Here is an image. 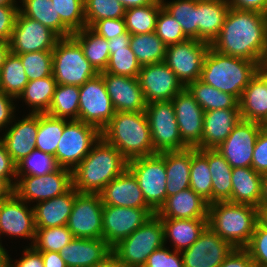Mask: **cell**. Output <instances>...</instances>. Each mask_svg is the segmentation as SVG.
I'll return each mask as SVG.
<instances>
[{
	"label": "cell",
	"instance_id": "9c48e42d",
	"mask_svg": "<svg viewBox=\"0 0 267 267\" xmlns=\"http://www.w3.org/2000/svg\"><path fill=\"white\" fill-rule=\"evenodd\" d=\"M101 131L80 120H69L58 143L55 159L59 167L73 170L100 139Z\"/></svg>",
	"mask_w": 267,
	"mask_h": 267
},
{
	"label": "cell",
	"instance_id": "836d02e7",
	"mask_svg": "<svg viewBox=\"0 0 267 267\" xmlns=\"http://www.w3.org/2000/svg\"><path fill=\"white\" fill-rule=\"evenodd\" d=\"M192 147L178 151L164 152L167 175V197L190 188V165Z\"/></svg>",
	"mask_w": 267,
	"mask_h": 267
},
{
	"label": "cell",
	"instance_id": "2e32d148",
	"mask_svg": "<svg viewBox=\"0 0 267 267\" xmlns=\"http://www.w3.org/2000/svg\"><path fill=\"white\" fill-rule=\"evenodd\" d=\"M60 37L37 20L18 12L11 39L10 52L23 54L38 51H53Z\"/></svg>",
	"mask_w": 267,
	"mask_h": 267
},
{
	"label": "cell",
	"instance_id": "7bdbcfd3",
	"mask_svg": "<svg viewBox=\"0 0 267 267\" xmlns=\"http://www.w3.org/2000/svg\"><path fill=\"white\" fill-rule=\"evenodd\" d=\"M79 86L57 84L46 114L56 118L78 120Z\"/></svg>",
	"mask_w": 267,
	"mask_h": 267
},
{
	"label": "cell",
	"instance_id": "d6a6232c",
	"mask_svg": "<svg viewBox=\"0 0 267 267\" xmlns=\"http://www.w3.org/2000/svg\"><path fill=\"white\" fill-rule=\"evenodd\" d=\"M131 34L126 32L108 40L110 58L104 72L114 75L138 77L141 65L130 48Z\"/></svg>",
	"mask_w": 267,
	"mask_h": 267
},
{
	"label": "cell",
	"instance_id": "be15d7a7",
	"mask_svg": "<svg viewBox=\"0 0 267 267\" xmlns=\"http://www.w3.org/2000/svg\"><path fill=\"white\" fill-rule=\"evenodd\" d=\"M14 97L5 94L0 91V129L7 127L8 124L12 123V118L14 115L15 105L13 102Z\"/></svg>",
	"mask_w": 267,
	"mask_h": 267
},
{
	"label": "cell",
	"instance_id": "d590c367",
	"mask_svg": "<svg viewBox=\"0 0 267 267\" xmlns=\"http://www.w3.org/2000/svg\"><path fill=\"white\" fill-rule=\"evenodd\" d=\"M22 6L24 9L19 7L22 15L37 20L60 38L72 36L73 33L62 23L51 0H22Z\"/></svg>",
	"mask_w": 267,
	"mask_h": 267
},
{
	"label": "cell",
	"instance_id": "60d3db41",
	"mask_svg": "<svg viewBox=\"0 0 267 267\" xmlns=\"http://www.w3.org/2000/svg\"><path fill=\"white\" fill-rule=\"evenodd\" d=\"M190 188L209 204L212 203V179L207 162V149L192 147Z\"/></svg>",
	"mask_w": 267,
	"mask_h": 267
},
{
	"label": "cell",
	"instance_id": "4316f807",
	"mask_svg": "<svg viewBox=\"0 0 267 267\" xmlns=\"http://www.w3.org/2000/svg\"><path fill=\"white\" fill-rule=\"evenodd\" d=\"M209 203L191 188L184 189L166 198L155 213L159 218L197 219L208 217Z\"/></svg>",
	"mask_w": 267,
	"mask_h": 267
},
{
	"label": "cell",
	"instance_id": "b9fcfbb0",
	"mask_svg": "<svg viewBox=\"0 0 267 267\" xmlns=\"http://www.w3.org/2000/svg\"><path fill=\"white\" fill-rule=\"evenodd\" d=\"M262 62L267 64V40H266V48H265V52L264 55L262 57Z\"/></svg>",
	"mask_w": 267,
	"mask_h": 267
},
{
	"label": "cell",
	"instance_id": "4fadbf2b",
	"mask_svg": "<svg viewBox=\"0 0 267 267\" xmlns=\"http://www.w3.org/2000/svg\"><path fill=\"white\" fill-rule=\"evenodd\" d=\"M100 194L78 193L66 226L74 238L103 239Z\"/></svg>",
	"mask_w": 267,
	"mask_h": 267
},
{
	"label": "cell",
	"instance_id": "5b68a950",
	"mask_svg": "<svg viewBox=\"0 0 267 267\" xmlns=\"http://www.w3.org/2000/svg\"><path fill=\"white\" fill-rule=\"evenodd\" d=\"M208 226L234 248H245L258 223V208L217 201L209 204Z\"/></svg>",
	"mask_w": 267,
	"mask_h": 267
},
{
	"label": "cell",
	"instance_id": "3957f363",
	"mask_svg": "<svg viewBox=\"0 0 267 267\" xmlns=\"http://www.w3.org/2000/svg\"><path fill=\"white\" fill-rule=\"evenodd\" d=\"M101 137L113 145L128 161L156 154L145 111L115 112L101 130Z\"/></svg>",
	"mask_w": 267,
	"mask_h": 267
},
{
	"label": "cell",
	"instance_id": "f907efd6",
	"mask_svg": "<svg viewBox=\"0 0 267 267\" xmlns=\"http://www.w3.org/2000/svg\"><path fill=\"white\" fill-rule=\"evenodd\" d=\"M62 23L72 32L86 27L84 0H51Z\"/></svg>",
	"mask_w": 267,
	"mask_h": 267
},
{
	"label": "cell",
	"instance_id": "6f0895ef",
	"mask_svg": "<svg viewBox=\"0 0 267 267\" xmlns=\"http://www.w3.org/2000/svg\"><path fill=\"white\" fill-rule=\"evenodd\" d=\"M252 168L259 174H267V126H264L253 149Z\"/></svg>",
	"mask_w": 267,
	"mask_h": 267
},
{
	"label": "cell",
	"instance_id": "9f6ffc18",
	"mask_svg": "<svg viewBox=\"0 0 267 267\" xmlns=\"http://www.w3.org/2000/svg\"><path fill=\"white\" fill-rule=\"evenodd\" d=\"M90 29L106 40L113 39L127 32L124 18L101 19L96 21Z\"/></svg>",
	"mask_w": 267,
	"mask_h": 267
},
{
	"label": "cell",
	"instance_id": "f5cc1de1",
	"mask_svg": "<svg viewBox=\"0 0 267 267\" xmlns=\"http://www.w3.org/2000/svg\"><path fill=\"white\" fill-rule=\"evenodd\" d=\"M155 33L167 46L188 40L181 25L163 7L157 16Z\"/></svg>",
	"mask_w": 267,
	"mask_h": 267
},
{
	"label": "cell",
	"instance_id": "753ad0ef",
	"mask_svg": "<svg viewBox=\"0 0 267 267\" xmlns=\"http://www.w3.org/2000/svg\"><path fill=\"white\" fill-rule=\"evenodd\" d=\"M258 221L267 228V207L258 208Z\"/></svg>",
	"mask_w": 267,
	"mask_h": 267
},
{
	"label": "cell",
	"instance_id": "a7ac6f4b",
	"mask_svg": "<svg viewBox=\"0 0 267 267\" xmlns=\"http://www.w3.org/2000/svg\"><path fill=\"white\" fill-rule=\"evenodd\" d=\"M14 193V188L2 177H0V202L9 198Z\"/></svg>",
	"mask_w": 267,
	"mask_h": 267
},
{
	"label": "cell",
	"instance_id": "ab89813d",
	"mask_svg": "<svg viewBox=\"0 0 267 267\" xmlns=\"http://www.w3.org/2000/svg\"><path fill=\"white\" fill-rule=\"evenodd\" d=\"M57 82L51 76L29 81L23 92L18 96L30 106L31 113H46L51 105Z\"/></svg>",
	"mask_w": 267,
	"mask_h": 267
},
{
	"label": "cell",
	"instance_id": "94428289",
	"mask_svg": "<svg viewBox=\"0 0 267 267\" xmlns=\"http://www.w3.org/2000/svg\"><path fill=\"white\" fill-rule=\"evenodd\" d=\"M219 267H257L245 248H234Z\"/></svg>",
	"mask_w": 267,
	"mask_h": 267
},
{
	"label": "cell",
	"instance_id": "db71d44e",
	"mask_svg": "<svg viewBox=\"0 0 267 267\" xmlns=\"http://www.w3.org/2000/svg\"><path fill=\"white\" fill-rule=\"evenodd\" d=\"M245 249L257 267H267V228L259 221Z\"/></svg>",
	"mask_w": 267,
	"mask_h": 267
},
{
	"label": "cell",
	"instance_id": "f546056e",
	"mask_svg": "<svg viewBox=\"0 0 267 267\" xmlns=\"http://www.w3.org/2000/svg\"><path fill=\"white\" fill-rule=\"evenodd\" d=\"M238 104L243 120L267 126V86L258 74L245 87Z\"/></svg>",
	"mask_w": 267,
	"mask_h": 267
},
{
	"label": "cell",
	"instance_id": "7dc6e473",
	"mask_svg": "<svg viewBox=\"0 0 267 267\" xmlns=\"http://www.w3.org/2000/svg\"><path fill=\"white\" fill-rule=\"evenodd\" d=\"M74 238L66 225L52 228H36L32 246L37 251L60 252Z\"/></svg>",
	"mask_w": 267,
	"mask_h": 267
},
{
	"label": "cell",
	"instance_id": "f6af8a7d",
	"mask_svg": "<svg viewBox=\"0 0 267 267\" xmlns=\"http://www.w3.org/2000/svg\"><path fill=\"white\" fill-rule=\"evenodd\" d=\"M162 7V4H148L126 9L124 21L127 32L131 35L155 32L157 16Z\"/></svg>",
	"mask_w": 267,
	"mask_h": 267
},
{
	"label": "cell",
	"instance_id": "91938a15",
	"mask_svg": "<svg viewBox=\"0 0 267 267\" xmlns=\"http://www.w3.org/2000/svg\"><path fill=\"white\" fill-rule=\"evenodd\" d=\"M0 177L4 178L13 188L16 181L13 182L11 178L17 179V165L13 162L11 156L6 151L5 145L0 140Z\"/></svg>",
	"mask_w": 267,
	"mask_h": 267
},
{
	"label": "cell",
	"instance_id": "8992f818",
	"mask_svg": "<svg viewBox=\"0 0 267 267\" xmlns=\"http://www.w3.org/2000/svg\"><path fill=\"white\" fill-rule=\"evenodd\" d=\"M164 245L163 224L155 214L112 247V255L125 267H143L148 256Z\"/></svg>",
	"mask_w": 267,
	"mask_h": 267
},
{
	"label": "cell",
	"instance_id": "ac0fdd59",
	"mask_svg": "<svg viewBox=\"0 0 267 267\" xmlns=\"http://www.w3.org/2000/svg\"><path fill=\"white\" fill-rule=\"evenodd\" d=\"M137 78L146 103L172 100L185 88L164 62L141 66Z\"/></svg>",
	"mask_w": 267,
	"mask_h": 267
},
{
	"label": "cell",
	"instance_id": "003e7915",
	"mask_svg": "<svg viewBox=\"0 0 267 267\" xmlns=\"http://www.w3.org/2000/svg\"><path fill=\"white\" fill-rule=\"evenodd\" d=\"M125 7V9L145 6L148 4H162L161 0H118Z\"/></svg>",
	"mask_w": 267,
	"mask_h": 267
},
{
	"label": "cell",
	"instance_id": "89a4df30",
	"mask_svg": "<svg viewBox=\"0 0 267 267\" xmlns=\"http://www.w3.org/2000/svg\"><path fill=\"white\" fill-rule=\"evenodd\" d=\"M9 53H10L9 42L0 40V71Z\"/></svg>",
	"mask_w": 267,
	"mask_h": 267
},
{
	"label": "cell",
	"instance_id": "34e18365",
	"mask_svg": "<svg viewBox=\"0 0 267 267\" xmlns=\"http://www.w3.org/2000/svg\"><path fill=\"white\" fill-rule=\"evenodd\" d=\"M257 74L264 80L267 86V64L261 62L257 67Z\"/></svg>",
	"mask_w": 267,
	"mask_h": 267
},
{
	"label": "cell",
	"instance_id": "c3c4849f",
	"mask_svg": "<svg viewBox=\"0 0 267 267\" xmlns=\"http://www.w3.org/2000/svg\"><path fill=\"white\" fill-rule=\"evenodd\" d=\"M59 168L55 156L35 149L17 164V179L20 176H42Z\"/></svg>",
	"mask_w": 267,
	"mask_h": 267
},
{
	"label": "cell",
	"instance_id": "e575fe53",
	"mask_svg": "<svg viewBox=\"0 0 267 267\" xmlns=\"http://www.w3.org/2000/svg\"><path fill=\"white\" fill-rule=\"evenodd\" d=\"M212 179V203L228 201L232 191V167L216 149H207Z\"/></svg>",
	"mask_w": 267,
	"mask_h": 267
},
{
	"label": "cell",
	"instance_id": "484cf974",
	"mask_svg": "<svg viewBox=\"0 0 267 267\" xmlns=\"http://www.w3.org/2000/svg\"><path fill=\"white\" fill-rule=\"evenodd\" d=\"M239 108L215 109L204 112L202 141L197 149H216L241 120Z\"/></svg>",
	"mask_w": 267,
	"mask_h": 267
},
{
	"label": "cell",
	"instance_id": "5bb4252c",
	"mask_svg": "<svg viewBox=\"0 0 267 267\" xmlns=\"http://www.w3.org/2000/svg\"><path fill=\"white\" fill-rule=\"evenodd\" d=\"M14 193L27 203L44 201L66 193L72 187V171L59 167L42 176H21L16 180Z\"/></svg>",
	"mask_w": 267,
	"mask_h": 267
},
{
	"label": "cell",
	"instance_id": "e0dca14e",
	"mask_svg": "<svg viewBox=\"0 0 267 267\" xmlns=\"http://www.w3.org/2000/svg\"><path fill=\"white\" fill-rule=\"evenodd\" d=\"M264 126L258 122L241 119L216 150L224 156L232 168L252 167L255 142Z\"/></svg>",
	"mask_w": 267,
	"mask_h": 267
},
{
	"label": "cell",
	"instance_id": "cb8c5ba5",
	"mask_svg": "<svg viewBox=\"0 0 267 267\" xmlns=\"http://www.w3.org/2000/svg\"><path fill=\"white\" fill-rule=\"evenodd\" d=\"M38 127L39 113H30L21 121L15 122L0 138L16 165L35 150Z\"/></svg>",
	"mask_w": 267,
	"mask_h": 267
},
{
	"label": "cell",
	"instance_id": "bcb514c9",
	"mask_svg": "<svg viewBox=\"0 0 267 267\" xmlns=\"http://www.w3.org/2000/svg\"><path fill=\"white\" fill-rule=\"evenodd\" d=\"M163 8L181 25L188 39L197 40V0H161Z\"/></svg>",
	"mask_w": 267,
	"mask_h": 267
},
{
	"label": "cell",
	"instance_id": "8fae6325",
	"mask_svg": "<svg viewBox=\"0 0 267 267\" xmlns=\"http://www.w3.org/2000/svg\"><path fill=\"white\" fill-rule=\"evenodd\" d=\"M78 120L97 127L100 131L115 114L103 77L99 73L79 86Z\"/></svg>",
	"mask_w": 267,
	"mask_h": 267
},
{
	"label": "cell",
	"instance_id": "e7e4bbea",
	"mask_svg": "<svg viewBox=\"0 0 267 267\" xmlns=\"http://www.w3.org/2000/svg\"><path fill=\"white\" fill-rule=\"evenodd\" d=\"M230 7L261 12L267 15V0H228Z\"/></svg>",
	"mask_w": 267,
	"mask_h": 267
},
{
	"label": "cell",
	"instance_id": "9a60e30c",
	"mask_svg": "<svg viewBox=\"0 0 267 267\" xmlns=\"http://www.w3.org/2000/svg\"><path fill=\"white\" fill-rule=\"evenodd\" d=\"M155 215L151 208H132L103 205V239L114 247Z\"/></svg>",
	"mask_w": 267,
	"mask_h": 267
},
{
	"label": "cell",
	"instance_id": "8d00e7d4",
	"mask_svg": "<svg viewBox=\"0 0 267 267\" xmlns=\"http://www.w3.org/2000/svg\"><path fill=\"white\" fill-rule=\"evenodd\" d=\"M72 37L80 44L84 55L98 73L105 71L110 52L108 40L97 35L89 27H84L72 34Z\"/></svg>",
	"mask_w": 267,
	"mask_h": 267
},
{
	"label": "cell",
	"instance_id": "03108f58",
	"mask_svg": "<svg viewBox=\"0 0 267 267\" xmlns=\"http://www.w3.org/2000/svg\"><path fill=\"white\" fill-rule=\"evenodd\" d=\"M42 255L44 267H67L59 252L38 251Z\"/></svg>",
	"mask_w": 267,
	"mask_h": 267
},
{
	"label": "cell",
	"instance_id": "f35d334b",
	"mask_svg": "<svg viewBox=\"0 0 267 267\" xmlns=\"http://www.w3.org/2000/svg\"><path fill=\"white\" fill-rule=\"evenodd\" d=\"M130 48L138 63L143 65L164 62L167 45L155 33L132 34Z\"/></svg>",
	"mask_w": 267,
	"mask_h": 267
},
{
	"label": "cell",
	"instance_id": "6da1fadb",
	"mask_svg": "<svg viewBox=\"0 0 267 267\" xmlns=\"http://www.w3.org/2000/svg\"><path fill=\"white\" fill-rule=\"evenodd\" d=\"M267 15L230 7L210 47L220 54L260 64L266 48Z\"/></svg>",
	"mask_w": 267,
	"mask_h": 267
},
{
	"label": "cell",
	"instance_id": "603a6c76",
	"mask_svg": "<svg viewBox=\"0 0 267 267\" xmlns=\"http://www.w3.org/2000/svg\"><path fill=\"white\" fill-rule=\"evenodd\" d=\"M67 267H95L112 255L104 239L73 238L59 252Z\"/></svg>",
	"mask_w": 267,
	"mask_h": 267
},
{
	"label": "cell",
	"instance_id": "816d5d0a",
	"mask_svg": "<svg viewBox=\"0 0 267 267\" xmlns=\"http://www.w3.org/2000/svg\"><path fill=\"white\" fill-rule=\"evenodd\" d=\"M20 57L29 81L52 75V51H38L17 54Z\"/></svg>",
	"mask_w": 267,
	"mask_h": 267
},
{
	"label": "cell",
	"instance_id": "74e56055",
	"mask_svg": "<svg viewBox=\"0 0 267 267\" xmlns=\"http://www.w3.org/2000/svg\"><path fill=\"white\" fill-rule=\"evenodd\" d=\"M186 88L204 111L239 108L238 100L233 95L205 84L199 79L189 83Z\"/></svg>",
	"mask_w": 267,
	"mask_h": 267
},
{
	"label": "cell",
	"instance_id": "83f0119b",
	"mask_svg": "<svg viewBox=\"0 0 267 267\" xmlns=\"http://www.w3.org/2000/svg\"><path fill=\"white\" fill-rule=\"evenodd\" d=\"M77 194L72 186L60 196L37 202L33 207L35 227L52 228L66 225Z\"/></svg>",
	"mask_w": 267,
	"mask_h": 267
},
{
	"label": "cell",
	"instance_id": "d6986e66",
	"mask_svg": "<svg viewBox=\"0 0 267 267\" xmlns=\"http://www.w3.org/2000/svg\"><path fill=\"white\" fill-rule=\"evenodd\" d=\"M234 247L209 226L198 239L181 252L184 267H219Z\"/></svg>",
	"mask_w": 267,
	"mask_h": 267
},
{
	"label": "cell",
	"instance_id": "4dcf8cb0",
	"mask_svg": "<svg viewBox=\"0 0 267 267\" xmlns=\"http://www.w3.org/2000/svg\"><path fill=\"white\" fill-rule=\"evenodd\" d=\"M262 193V175L252 167L232 168V203L249 204L259 208Z\"/></svg>",
	"mask_w": 267,
	"mask_h": 267
},
{
	"label": "cell",
	"instance_id": "d4e9b609",
	"mask_svg": "<svg viewBox=\"0 0 267 267\" xmlns=\"http://www.w3.org/2000/svg\"><path fill=\"white\" fill-rule=\"evenodd\" d=\"M99 194L103 205L150 208L143 198L136 177L128 168L107 184Z\"/></svg>",
	"mask_w": 267,
	"mask_h": 267
},
{
	"label": "cell",
	"instance_id": "30bf717a",
	"mask_svg": "<svg viewBox=\"0 0 267 267\" xmlns=\"http://www.w3.org/2000/svg\"><path fill=\"white\" fill-rule=\"evenodd\" d=\"M145 113L155 153L178 151L189 147L181 139L171 100L147 103Z\"/></svg>",
	"mask_w": 267,
	"mask_h": 267
},
{
	"label": "cell",
	"instance_id": "681fc988",
	"mask_svg": "<svg viewBox=\"0 0 267 267\" xmlns=\"http://www.w3.org/2000/svg\"><path fill=\"white\" fill-rule=\"evenodd\" d=\"M86 27L101 19L124 18L125 7L118 0H84Z\"/></svg>",
	"mask_w": 267,
	"mask_h": 267
},
{
	"label": "cell",
	"instance_id": "8c879c8a",
	"mask_svg": "<svg viewBox=\"0 0 267 267\" xmlns=\"http://www.w3.org/2000/svg\"><path fill=\"white\" fill-rule=\"evenodd\" d=\"M95 267H125L113 255H111L104 263L96 265Z\"/></svg>",
	"mask_w": 267,
	"mask_h": 267
},
{
	"label": "cell",
	"instance_id": "2a66077c",
	"mask_svg": "<svg viewBox=\"0 0 267 267\" xmlns=\"http://www.w3.org/2000/svg\"><path fill=\"white\" fill-rule=\"evenodd\" d=\"M16 0H0V6H17Z\"/></svg>",
	"mask_w": 267,
	"mask_h": 267
},
{
	"label": "cell",
	"instance_id": "52a82bcc",
	"mask_svg": "<svg viewBox=\"0 0 267 267\" xmlns=\"http://www.w3.org/2000/svg\"><path fill=\"white\" fill-rule=\"evenodd\" d=\"M52 54V74L57 84L82 86L99 74L85 57L80 44L72 36L60 38Z\"/></svg>",
	"mask_w": 267,
	"mask_h": 267
},
{
	"label": "cell",
	"instance_id": "1f68e13d",
	"mask_svg": "<svg viewBox=\"0 0 267 267\" xmlns=\"http://www.w3.org/2000/svg\"><path fill=\"white\" fill-rule=\"evenodd\" d=\"M160 219L164 228V243L170 238L174 251L179 252L188 249L208 226L207 218Z\"/></svg>",
	"mask_w": 267,
	"mask_h": 267
},
{
	"label": "cell",
	"instance_id": "f1b7e54d",
	"mask_svg": "<svg viewBox=\"0 0 267 267\" xmlns=\"http://www.w3.org/2000/svg\"><path fill=\"white\" fill-rule=\"evenodd\" d=\"M229 9L228 0H197V40L211 44L220 33Z\"/></svg>",
	"mask_w": 267,
	"mask_h": 267
},
{
	"label": "cell",
	"instance_id": "44dd1931",
	"mask_svg": "<svg viewBox=\"0 0 267 267\" xmlns=\"http://www.w3.org/2000/svg\"><path fill=\"white\" fill-rule=\"evenodd\" d=\"M15 193L0 202V236L7 234L30 238L34 242L36 227L34 209Z\"/></svg>",
	"mask_w": 267,
	"mask_h": 267
},
{
	"label": "cell",
	"instance_id": "b9f144b4",
	"mask_svg": "<svg viewBox=\"0 0 267 267\" xmlns=\"http://www.w3.org/2000/svg\"><path fill=\"white\" fill-rule=\"evenodd\" d=\"M28 82L20 57L10 52L0 71V91L18 99Z\"/></svg>",
	"mask_w": 267,
	"mask_h": 267
},
{
	"label": "cell",
	"instance_id": "680465c9",
	"mask_svg": "<svg viewBox=\"0 0 267 267\" xmlns=\"http://www.w3.org/2000/svg\"><path fill=\"white\" fill-rule=\"evenodd\" d=\"M18 12L17 6H0V40L11 39Z\"/></svg>",
	"mask_w": 267,
	"mask_h": 267
},
{
	"label": "cell",
	"instance_id": "6125c7cd",
	"mask_svg": "<svg viewBox=\"0 0 267 267\" xmlns=\"http://www.w3.org/2000/svg\"><path fill=\"white\" fill-rule=\"evenodd\" d=\"M23 255V258L16 260L14 264H11L12 261L8 258V267H44L41 253L32 246L25 248Z\"/></svg>",
	"mask_w": 267,
	"mask_h": 267
},
{
	"label": "cell",
	"instance_id": "ffe728a7",
	"mask_svg": "<svg viewBox=\"0 0 267 267\" xmlns=\"http://www.w3.org/2000/svg\"><path fill=\"white\" fill-rule=\"evenodd\" d=\"M181 139L196 147L202 141L204 110L185 87L172 100Z\"/></svg>",
	"mask_w": 267,
	"mask_h": 267
},
{
	"label": "cell",
	"instance_id": "ba28073f",
	"mask_svg": "<svg viewBox=\"0 0 267 267\" xmlns=\"http://www.w3.org/2000/svg\"><path fill=\"white\" fill-rule=\"evenodd\" d=\"M146 204L156 213L167 198V175L164 152L128 161Z\"/></svg>",
	"mask_w": 267,
	"mask_h": 267
},
{
	"label": "cell",
	"instance_id": "11a10c76",
	"mask_svg": "<svg viewBox=\"0 0 267 267\" xmlns=\"http://www.w3.org/2000/svg\"><path fill=\"white\" fill-rule=\"evenodd\" d=\"M143 267H184V264L181 252L174 250L172 252L164 245L148 256Z\"/></svg>",
	"mask_w": 267,
	"mask_h": 267
},
{
	"label": "cell",
	"instance_id": "277c9868",
	"mask_svg": "<svg viewBox=\"0 0 267 267\" xmlns=\"http://www.w3.org/2000/svg\"><path fill=\"white\" fill-rule=\"evenodd\" d=\"M257 62L220 54L209 47L199 80L238 101L251 79L257 74Z\"/></svg>",
	"mask_w": 267,
	"mask_h": 267
},
{
	"label": "cell",
	"instance_id": "7c38bea8",
	"mask_svg": "<svg viewBox=\"0 0 267 267\" xmlns=\"http://www.w3.org/2000/svg\"><path fill=\"white\" fill-rule=\"evenodd\" d=\"M209 47V43L196 39L168 45L164 63L174 71L176 77L186 87L200 78Z\"/></svg>",
	"mask_w": 267,
	"mask_h": 267
},
{
	"label": "cell",
	"instance_id": "ee69618b",
	"mask_svg": "<svg viewBox=\"0 0 267 267\" xmlns=\"http://www.w3.org/2000/svg\"><path fill=\"white\" fill-rule=\"evenodd\" d=\"M68 121L69 119L56 118L46 113H39V127L35 149L55 156L64 126Z\"/></svg>",
	"mask_w": 267,
	"mask_h": 267
},
{
	"label": "cell",
	"instance_id": "7402d4cb",
	"mask_svg": "<svg viewBox=\"0 0 267 267\" xmlns=\"http://www.w3.org/2000/svg\"><path fill=\"white\" fill-rule=\"evenodd\" d=\"M115 112H143L147 103L137 77L100 73Z\"/></svg>",
	"mask_w": 267,
	"mask_h": 267
},
{
	"label": "cell",
	"instance_id": "7a4b0ae2",
	"mask_svg": "<svg viewBox=\"0 0 267 267\" xmlns=\"http://www.w3.org/2000/svg\"><path fill=\"white\" fill-rule=\"evenodd\" d=\"M128 168V160L102 137L72 170V186L78 193L99 194Z\"/></svg>",
	"mask_w": 267,
	"mask_h": 267
},
{
	"label": "cell",
	"instance_id": "2644e50d",
	"mask_svg": "<svg viewBox=\"0 0 267 267\" xmlns=\"http://www.w3.org/2000/svg\"><path fill=\"white\" fill-rule=\"evenodd\" d=\"M259 207H267V174L262 175V193Z\"/></svg>",
	"mask_w": 267,
	"mask_h": 267
},
{
	"label": "cell",
	"instance_id": "11e5206c",
	"mask_svg": "<svg viewBox=\"0 0 267 267\" xmlns=\"http://www.w3.org/2000/svg\"><path fill=\"white\" fill-rule=\"evenodd\" d=\"M8 258L5 248H0V267H8Z\"/></svg>",
	"mask_w": 267,
	"mask_h": 267
}]
</instances>
